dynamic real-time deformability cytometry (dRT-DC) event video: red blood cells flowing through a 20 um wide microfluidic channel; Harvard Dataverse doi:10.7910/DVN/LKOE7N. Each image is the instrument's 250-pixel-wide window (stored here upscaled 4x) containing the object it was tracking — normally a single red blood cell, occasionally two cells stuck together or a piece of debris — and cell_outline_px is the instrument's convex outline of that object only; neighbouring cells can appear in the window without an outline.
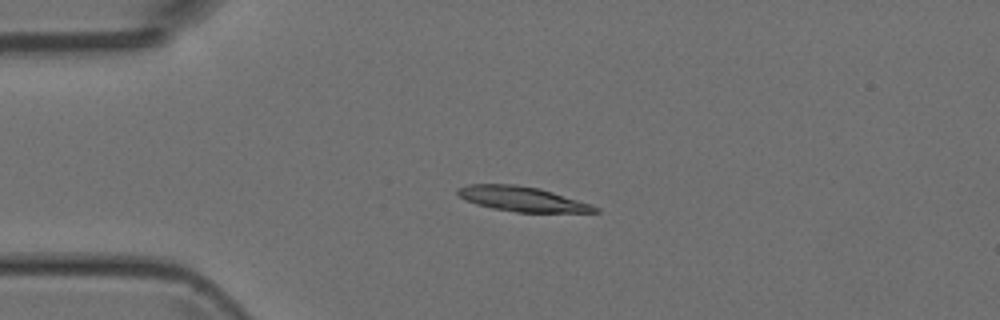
{"species": "Egyptian fruit bat (a non-hibernating species)", "species_latin": "Rousettus aegyptiacus", "temperature_condition": "room temperature", "stored_images_in_passage": 4, "camera_frame_rate_fps": 3000, "um_per_image_px": 0.085, "animal": {"sex": "female"}, "frame": {"image": 1, "passage_image": 3, "time_ms": 2.333, "image_size_px": [1000, 320], "cell_outline_px": [[600, 212], [516, 212], [492, 208], [476, 204], [460, 196], [456, 192], [456, 188], [468, 184], [516, 184], [540, 188], [592, 204], [600, 208]], "centroid_in_image_um": [44.4, 16.9], "position_along_channel_um": 40.6, "area_um2": 19.88}}